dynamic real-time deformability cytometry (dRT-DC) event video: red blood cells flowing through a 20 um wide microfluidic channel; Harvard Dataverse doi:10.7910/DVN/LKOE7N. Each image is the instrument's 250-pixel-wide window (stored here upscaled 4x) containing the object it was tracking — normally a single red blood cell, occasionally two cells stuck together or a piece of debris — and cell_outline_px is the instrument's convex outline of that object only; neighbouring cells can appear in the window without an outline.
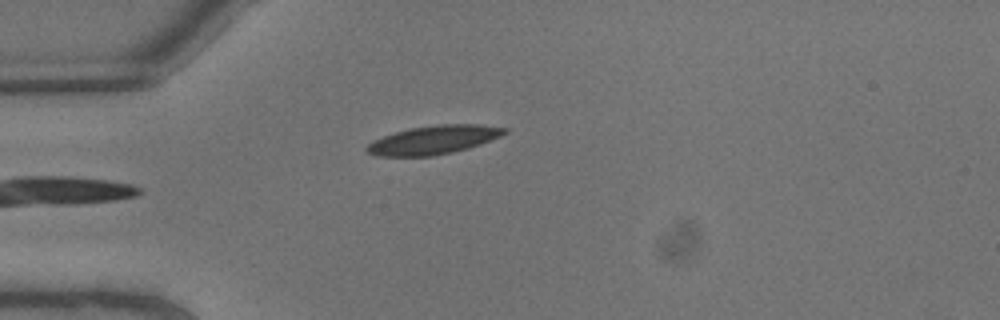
{"species": "common noctule bat (a hibernating species)", "species_latin": "Nyctalus noctula", "temperature_condition": "warm", "stored_images_in_passage": 4, "camera_frame_rate_fps": 3000, "um_per_image_px": 0.085, "animal": {"sex": "male", "body_mass_g": 13.3}, "frame": {"image": 1, "passage_image": 4, "time_ms": 1.0, "image_size_px": [1000, 320], "cell_outline_px": [[508, 132], [500, 136], [480, 144], [468, 148], [452, 152], [432, 156], [376, 156], [368, 152], [364, 148], [372, 140], [396, 132], [412, 128], [440, 124], [480, 124], [508, 128]], "centroid_in_image_um": [36.86, 11.89], "position_along_channel_um": 48.1, "area_um2": 22.83}}